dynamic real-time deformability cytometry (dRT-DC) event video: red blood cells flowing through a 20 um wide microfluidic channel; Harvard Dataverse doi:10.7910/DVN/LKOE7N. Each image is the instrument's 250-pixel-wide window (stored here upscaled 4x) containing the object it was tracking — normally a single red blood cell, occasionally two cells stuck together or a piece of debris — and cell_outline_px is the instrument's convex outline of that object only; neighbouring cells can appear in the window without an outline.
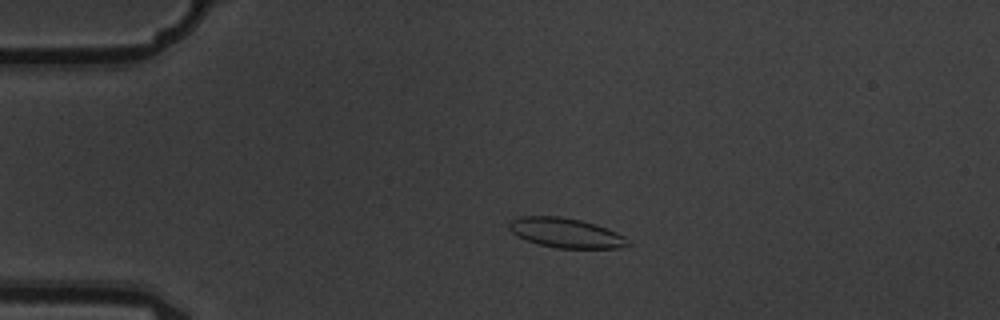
{"species": "common noctule bat (a hibernating species)", "species_latin": "Nyctalus noctula", "temperature_condition": "warm", "stored_images_in_passage": 7, "camera_frame_rate_fps": 3000, "um_per_image_px": 0.085, "animal": {"sex": "male", "body_mass_g": 19.5, "forearm_length_mm": 54.6}, "frame": {"image": 1, "passage_image": 3, "time_ms": 0.667, "image_size_px": [1000, 320], "cell_outline_px": [[632, 244], [620, 248], [556, 248], [540, 244], [528, 240], [512, 232], [508, 228], [508, 224], [512, 220], [520, 216], [560, 216], [580, 220], [596, 224], [616, 232], [624, 236]], "centroid_in_image_um": [48.13, 19.79], "position_along_channel_um": 36.9, "area_um2": 20.4}}
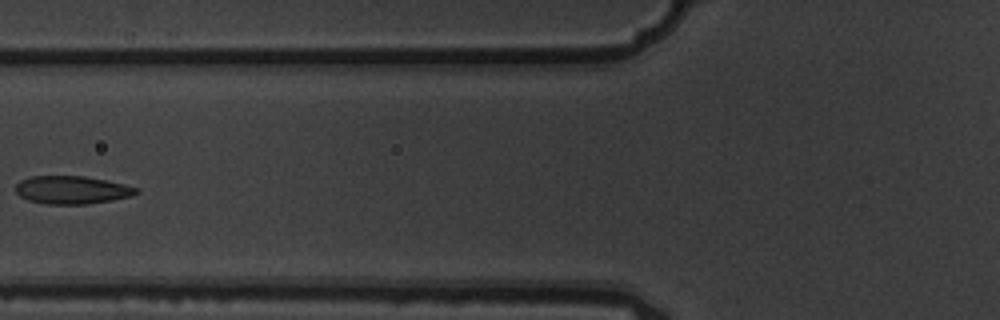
{"frame": {"image": 2, "passage_image": 6, "time_ms": 1.667, "image_size_px": [1000, 320], "cell_outline_px": [[140, 192], [132, 196], [112, 200], [88, 204], [44, 204], [28, 200], [20, 196], [16, 192], [16, 184], [20, 180], [32, 176], [84, 176], [124, 184], [140, 188]], "centroid_in_image_um": [6.13, 16.15], "position_along_channel_um": 119.7, "area_um2": 19.77}}
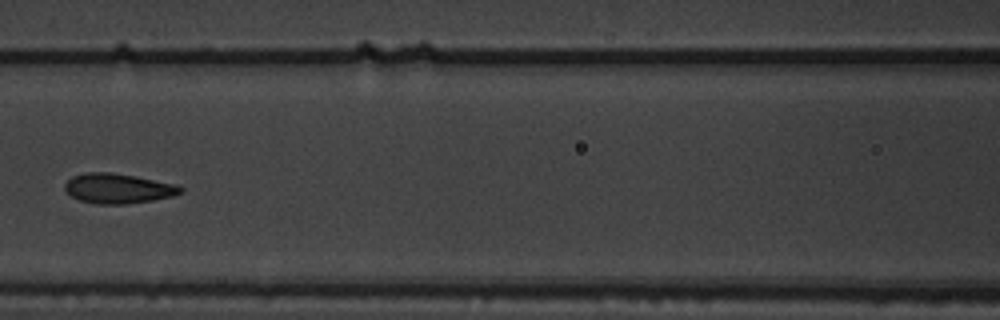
{"frame": {"image": 3, "passage_image": 7, "time_ms": 2.0, "image_size_px": [1000, 320], "cell_outline_px": [[184, 192], [172, 196], [152, 200], [128, 204], [96, 204], [80, 200], [64, 192], [64, 184], [72, 176], [88, 172], [112, 172], [136, 176], [176, 184], [184, 188]], "centroid_in_image_um": [10.03, 16.01], "position_along_channel_um": 156.6, "area_um2": 20.35}}